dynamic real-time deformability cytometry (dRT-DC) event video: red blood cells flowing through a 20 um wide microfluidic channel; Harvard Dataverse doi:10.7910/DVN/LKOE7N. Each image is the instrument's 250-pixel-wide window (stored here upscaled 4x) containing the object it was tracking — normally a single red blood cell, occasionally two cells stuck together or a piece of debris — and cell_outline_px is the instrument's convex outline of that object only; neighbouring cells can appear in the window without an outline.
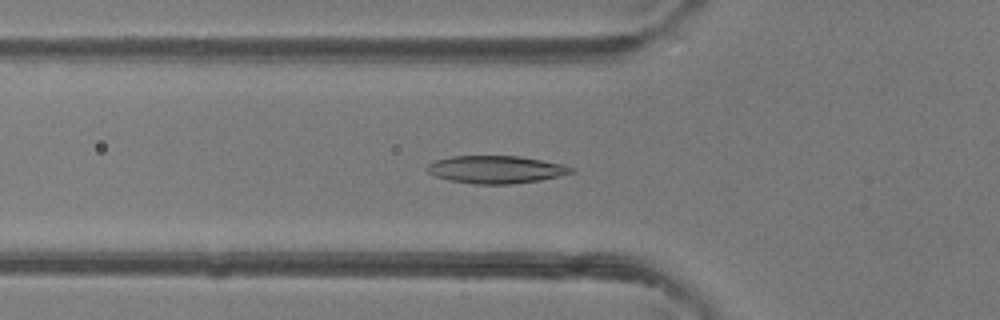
{"species": "common noctule bat (a hibernating species)", "species_latin": "Nyctalus noctula", "temperature_condition": "room temperature", "stored_images_in_passage": 38, "camera_frame_rate_fps": 3000, "um_per_image_px": 0.085, "animal": {"sex": "female"}, "frame": {"image": 1, "passage_image": 7, "time_ms": 2.0, "image_size_px": [1000, 320], "cell_outline_px": [[576, 172], [560, 176], [540, 180], [512, 184], [476, 184], [452, 180], [436, 176], [428, 172], [424, 168], [428, 164], [436, 160], [452, 156], [520, 156], [564, 164], [572, 168]], "centroid_in_image_um": [42.18, 14.4], "position_along_channel_um": 83.6, "area_um2": 23.18}}
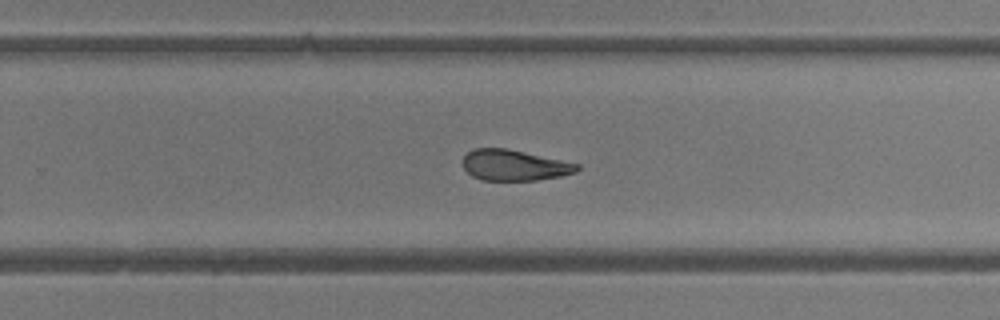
{"frame": {"image": 2, "passage_image": 21, "time_ms": 6.667, "image_size_px": [1000, 320], "cell_outline_px": [[580, 168], [576, 172], [560, 176], [536, 180], [480, 180], [472, 176], [464, 168], [464, 156], [472, 148], [508, 148], [580, 164]], "centroid_in_image_um": [43.72, 14.04], "position_along_channel_um": 286.1, "area_um2": 20.52}}
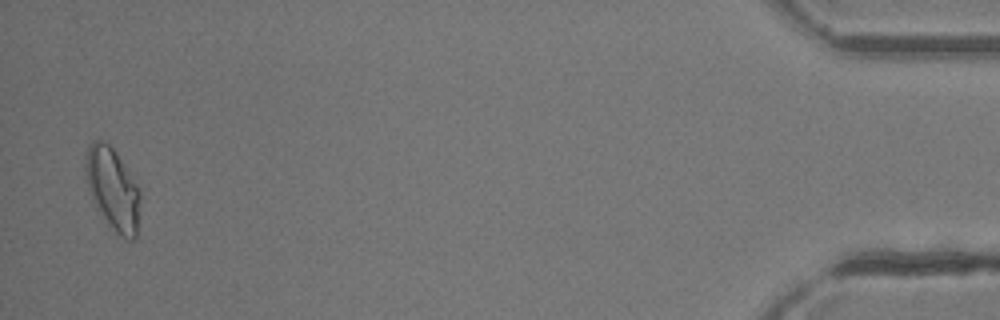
{"frame": {"image": 3, "passage_image": 37, "time_ms": 12.0, "image_size_px": [1000, 320], "cell_outline_px": [[140, 200], [136, 236], [132, 240], [128, 240], [116, 232], [104, 220], [96, 208], [88, 188], [84, 176], [84, 156], [88, 144], [92, 140], [104, 140], [112, 148], [136, 184], [140, 192]], "centroid_in_image_um": [9.52, 16.04], "position_along_channel_um": 425.7, "area_um2": 26.13}, "authors_computed_cell_mechanics": {"area_um2": 22.1663, "velocity_mm_per_s": 4.3297, "shape_relaxation_time_tau1_ms": null, "shape_relaxation_time_tau2_ms": 3.98, "deformation_change_tau1": null, "deformation_change_tau2": 0.1163}}